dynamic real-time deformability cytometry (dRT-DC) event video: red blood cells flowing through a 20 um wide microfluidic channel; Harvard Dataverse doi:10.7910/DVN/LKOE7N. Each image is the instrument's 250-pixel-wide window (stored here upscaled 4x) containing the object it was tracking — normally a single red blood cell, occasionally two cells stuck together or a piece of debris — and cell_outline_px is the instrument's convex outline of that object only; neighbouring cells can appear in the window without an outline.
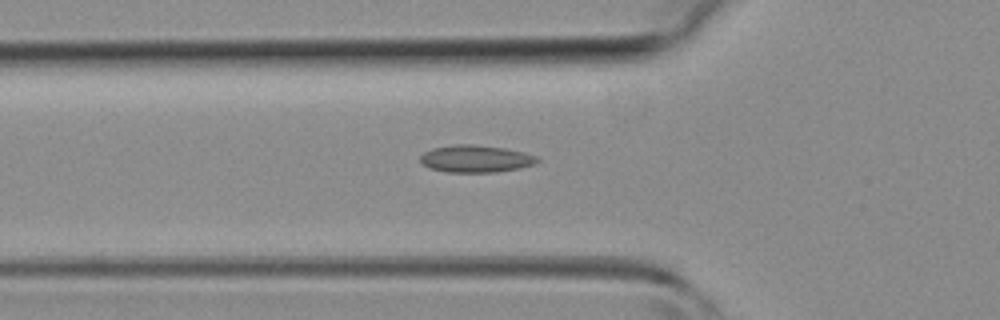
{"species": "common noctule bat (a hibernating species)", "species_latin": "Nyctalus noctula", "temperature_condition": "room temperature", "stored_images_in_passage": 31, "camera_frame_rate_fps": 3000, "um_per_image_px": 0.085, "animal": {"sex": "female", "body_mass_g": 19.3, "forearm_length_mm": 54.1}, "frame": {"image": 1, "passage_image": 3, "time_ms": 0.667, "image_size_px": [1000, 320], "cell_outline_px": [[540, 160], [536, 164], [520, 168], [496, 172], [448, 172], [432, 168], [424, 164], [420, 160], [420, 156], [424, 152], [432, 148], [456, 144], [472, 144], [504, 148], [524, 152], [536, 156]], "centroid_in_image_um": [40.47, 13.49], "position_along_channel_um": 85.3, "area_um2": 18.5}}
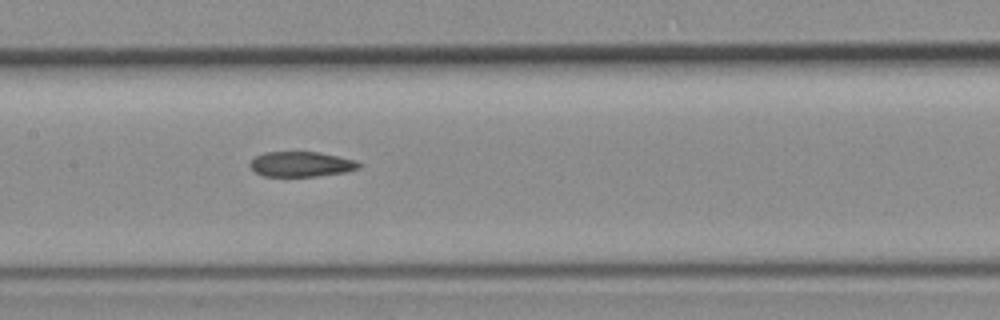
{"frame": {"image": 2, "passage_image": 9, "time_ms": 2.667, "image_size_px": [1000, 320], "cell_outline_px": [[360, 168], [344, 172], [316, 176], [264, 176], [256, 172], [248, 164], [256, 156], [264, 152], [320, 152], [356, 160], [360, 164]], "centroid_in_image_um": [25.6, 13.95], "position_along_channel_um": 181.8, "area_um2": 15.84}}
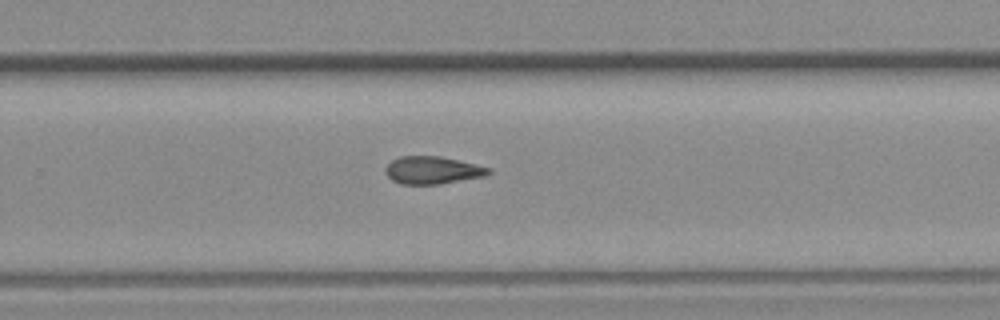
{"frame": {"image": 3, "passage_image": 16, "time_ms": 5.0, "image_size_px": [1000, 320], "cell_outline_px": [[492, 172], [484, 176], [440, 184], [400, 184], [392, 180], [388, 176], [384, 168], [392, 160], [400, 156], [440, 156], [476, 164], [492, 168]], "centroid_in_image_um": [36.77, 14.46], "position_along_channel_um": 293.0, "area_um2": 16.59}}